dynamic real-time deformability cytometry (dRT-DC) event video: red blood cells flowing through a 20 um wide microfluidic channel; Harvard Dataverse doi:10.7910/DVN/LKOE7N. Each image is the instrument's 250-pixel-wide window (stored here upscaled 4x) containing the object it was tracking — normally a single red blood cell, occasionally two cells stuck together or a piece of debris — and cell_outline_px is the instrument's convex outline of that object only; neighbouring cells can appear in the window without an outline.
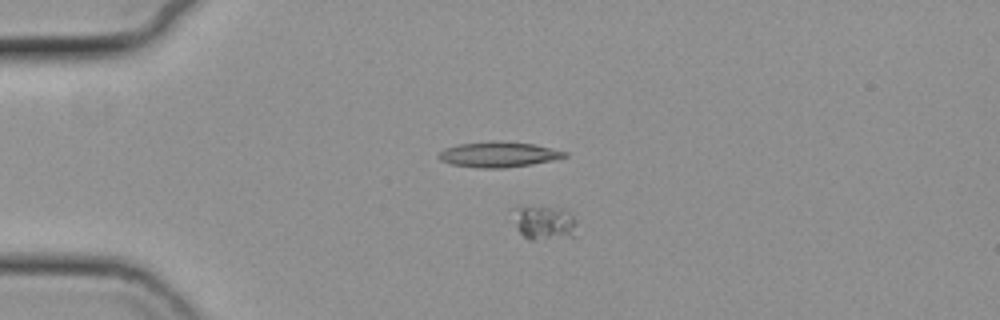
{"species": "common noctule bat (a hibernating species)", "species_latin": "Nyctalus noctula", "temperature_condition": "cold", "stored_images_in_passage": 58, "camera_frame_rate_fps": 3000, "um_per_image_px": 0.085, "animal": {"sex": "female", "body_mass_g": 19.3, "forearm_length_mm": 54.1}, "frame": {"image": 1, "passage_image": 15, "time_ms": 4.667, "image_size_px": [1000, 320], "cell_outline_px": [[580, 236], [532, 240], [528, 240], [516, 228], [516, 204], [564, 208], [576, 220]], "centroid_in_image_um": [46.34, 18.92], "position_along_channel_um": 38.7, "area_um2": 13.18}}
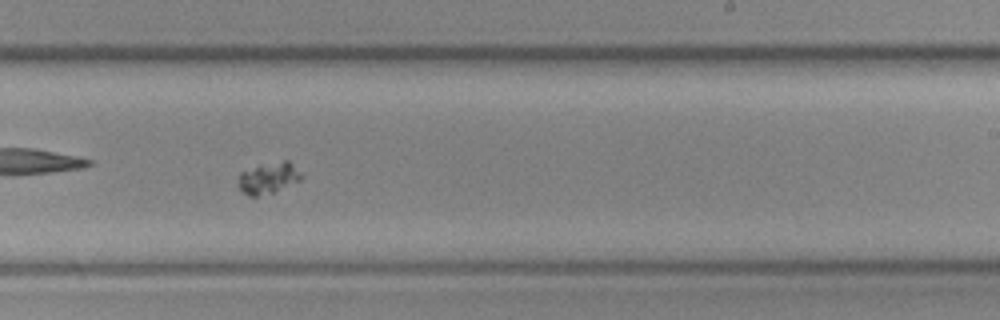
{"frame": {"image": 2, "passage_image": 37, "time_ms": 12.0, "image_size_px": [1000, 320], "cell_outline_px": [[304, 176], [300, 180], [272, 192], [256, 196], [248, 196], [236, 184], [240, 172], [260, 164], [284, 160], [288, 160], [304, 172]], "centroid_in_image_um": [22.84, 15.09], "position_along_channel_um": 266.2, "area_um2": 11.68}}
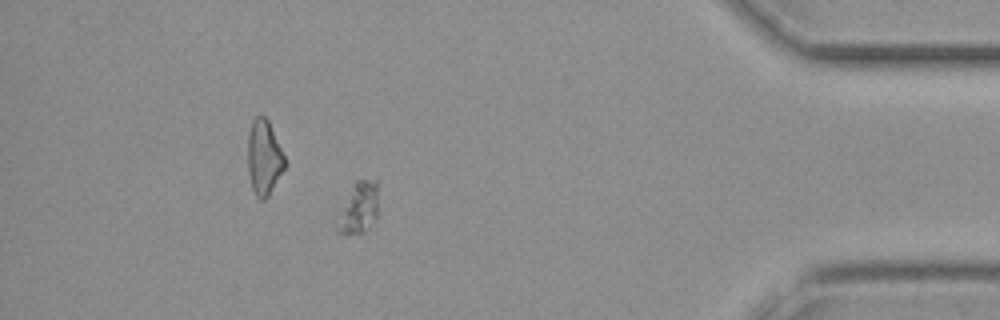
{"frame": {"image": 3, "passage_image": 52, "time_ms": 17.0, "image_size_px": [1000, 320], "cell_outline_px": [[380, 180], [376, 220], [364, 232], [344, 236], [336, 232], [336, 224], [352, 184], [356, 180]], "centroid_in_image_um": [30.53, 17.68], "position_along_channel_um": 404.7, "area_um2": 12.66}}